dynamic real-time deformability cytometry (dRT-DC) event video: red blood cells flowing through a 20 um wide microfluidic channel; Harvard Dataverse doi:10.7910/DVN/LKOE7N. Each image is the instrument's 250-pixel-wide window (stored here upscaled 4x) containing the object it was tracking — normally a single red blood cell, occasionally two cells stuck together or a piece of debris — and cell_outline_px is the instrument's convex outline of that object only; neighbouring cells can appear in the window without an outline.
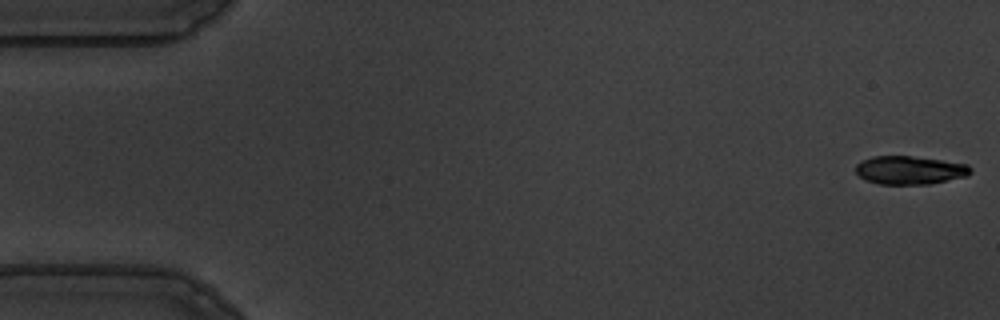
{"species": "common noctule bat (a hibernating species)", "species_latin": "Nyctalus noctula", "temperature_condition": "warm", "stored_images_in_passage": 55, "camera_frame_rate_fps": 3000, "um_per_image_px": 0.085, "animal": {"sex": "male", "body_mass_g": 19.5, "forearm_length_mm": 54.6}, "frame": {"image": 1, "passage_image": 1, "time_ms": 0.0, "image_size_px": [1000, 320], "cell_outline_px": [[972, 172], [968, 176], [928, 184], [880, 184], [864, 180], [856, 172], [856, 164], [860, 160], [872, 156], [912, 156], [968, 164], [972, 168]], "centroid_in_image_um": [77.32, 14.46], "position_along_channel_um": 7.7, "area_um2": 19.07}}
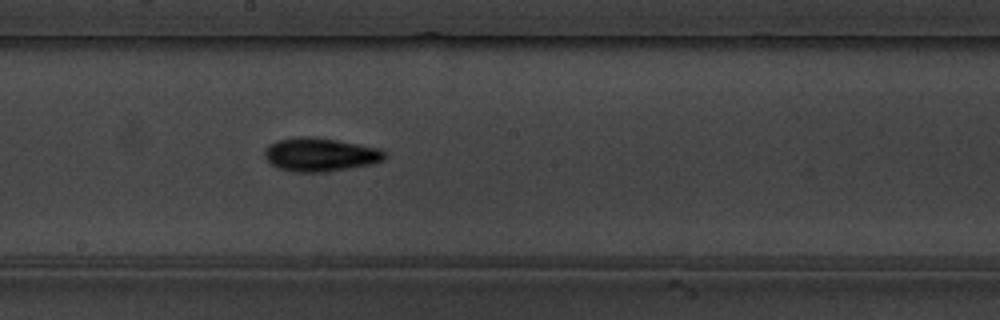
{"frame": {"image": 2, "passage_image": 30, "time_ms": 9.667, "image_size_px": [1000, 320], "cell_outline_px": [[388, 156], [384, 160], [372, 164], [324, 172], [292, 172], [276, 168], [264, 156], [264, 148], [268, 144], [276, 140], [296, 136], [312, 136], [360, 144], [380, 148], [388, 152]], "centroid_in_image_um": [27.22, 13.13], "position_along_channel_um": 221.0, "area_um2": 23.93}}
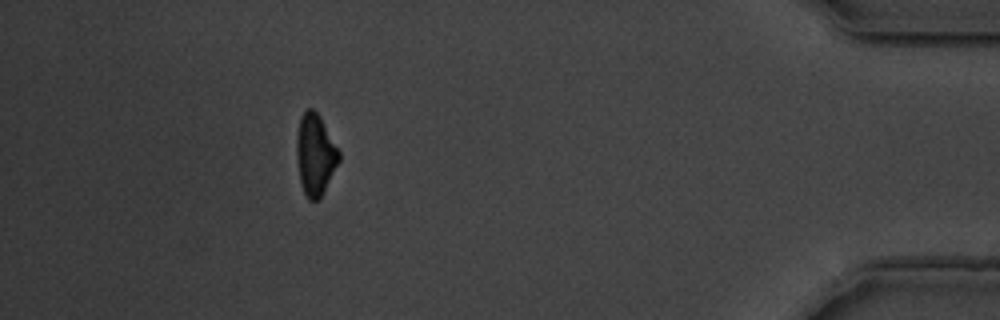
{"frame": {"image": 3, "passage_image": 50, "time_ms": 16.333, "image_size_px": [1000, 320], "cell_outline_px": [[340, 160], [320, 200], [308, 200], [304, 192], [300, 180], [296, 156], [296, 136], [300, 116], [308, 108], [312, 108], [320, 116], [340, 152]], "centroid_in_image_um": [26.79, 13.14], "position_along_channel_um": 408.4, "area_um2": 20.17}, "authors_computed_cell_mechanics": {"area_um2": 20.6924, "velocity_mm_per_s": 3.6369, "shape_relaxation_time_tau1_ms": 2.6934, "shape_relaxation_time_tau2_ms": null, "deformation_change_tau1": 0.1392, "deformation_change_tau2": null}}